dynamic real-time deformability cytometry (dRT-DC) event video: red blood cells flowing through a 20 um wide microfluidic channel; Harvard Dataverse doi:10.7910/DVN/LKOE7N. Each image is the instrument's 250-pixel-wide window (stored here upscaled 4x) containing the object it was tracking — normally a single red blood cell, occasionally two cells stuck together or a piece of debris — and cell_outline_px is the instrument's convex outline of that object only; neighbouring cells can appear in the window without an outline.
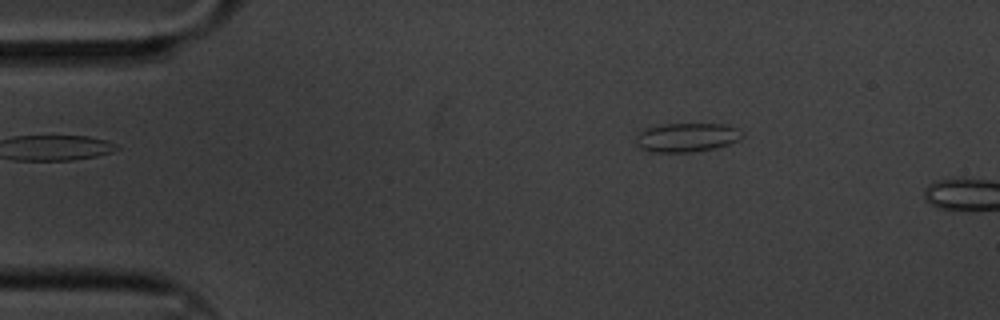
{"species": "common noctule bat (a hibernating species)", "species_latin": "Nyctalus noctula", "temperature_condition": "cold", "stored_images_in_passage": 5, "segment_of_instrument_passage": [1, 2], "camera_frame_rate_fps": 3000, "um_per_image_px": 0.085, "animal": {"sex": "male", "body_mass_g": 20.1, "forearm_length_mm": 53.5}, "frame": {"image": 1, "passage_image": 1, "time_ms": 0.0, "image_size_px": [1000, 320], "cell_outline_px": [[744, 136], [728, 144], [716, 148], [688, 152], [652, 152], [640, 148], [636, 144], [636, 136], [640, 132], [648, 128], [664, 124], [724, 124], [736, 128], [744, 132]], "centroid_in_image_um": [58.38, 11.68], "position_along_channel_um": 26.6, "area_um2": 17.8}}